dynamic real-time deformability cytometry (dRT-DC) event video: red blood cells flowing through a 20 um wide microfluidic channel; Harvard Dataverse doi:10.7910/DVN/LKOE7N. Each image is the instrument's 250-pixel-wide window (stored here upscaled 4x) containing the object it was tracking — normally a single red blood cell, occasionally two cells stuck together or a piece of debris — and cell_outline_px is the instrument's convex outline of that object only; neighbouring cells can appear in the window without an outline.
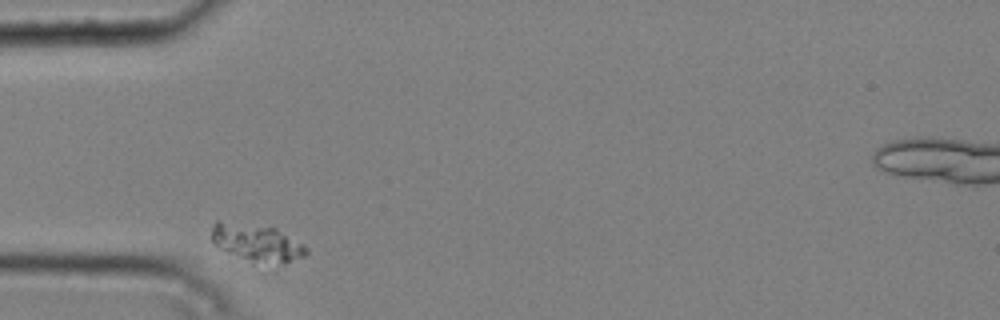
{"species": "common noctule bat (a hibernating species)", "species_latin": "Nyctalus noctula", "temperature_condition": "cold", "stored_images_in_passage": 8, "camera_frame_rate_fps": 3000, "um_per_image_px": 0.085, "animal": {"sex": "male", "body_mass_g": 20.4}, "frame": {"image": 1, "passage_image": 1, "time_ms": 0.0, "image_size_px": [1000, 320], "cell_outline_px": [[308, 252], [304, 256], [288, 260], [252, 260], [228, 252], [216, 244], [212, 240], [212, 228], [216, 220], [220, 220], [276, 228], [304, 244], [308, 248]], "centroid_in_image_um": [21.81, 20.54], "position_along_channel_um": 63.2, "area_um2": 19.36}}
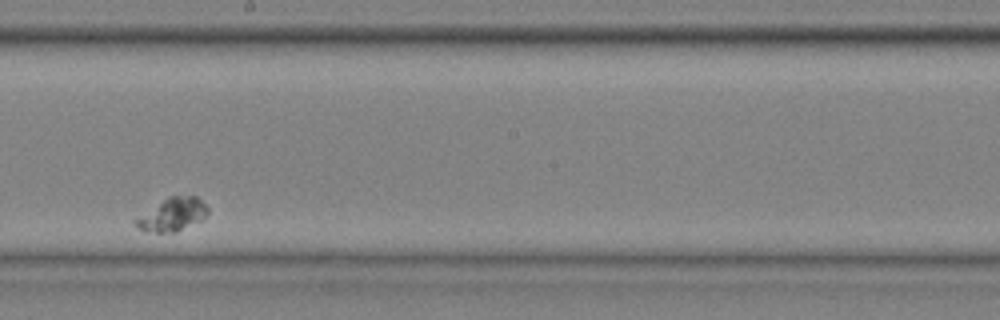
{"frame": {"image": 2, "passage_image": 5, "time_ms": 1.333, "image_size_px": [1000, 320], "cell_outline_px": [[208, 212], [204, 220], [176, 232], [144, 232], [132, 220], [168, 196], [196, 196], [208, 208]], "centroid_in_image_um": [14.66, 18.25], "position_along_channel_um": 233.5, "area_um2": 13.93}}
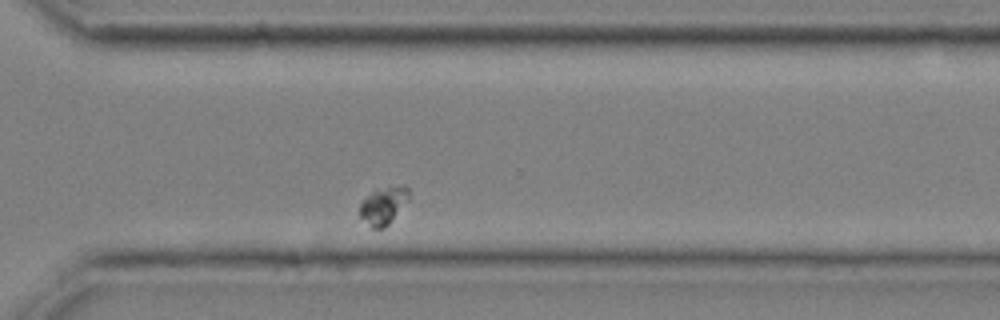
{"frame": {"image": 3, "passage_image": 8, "time_ms": 2.333, "image_size_px": [1000, 320], "cell_outline_px": [[408, 200], [388, 224], [384, 228], [372, 228], [360, 220], [360, 204], [372, 192], [404, 184], [408, 188]], "centroid_in_image_um": [32.57, 17.51], "position_along_channel_um": 338.0, "area_um2": 10.35}}